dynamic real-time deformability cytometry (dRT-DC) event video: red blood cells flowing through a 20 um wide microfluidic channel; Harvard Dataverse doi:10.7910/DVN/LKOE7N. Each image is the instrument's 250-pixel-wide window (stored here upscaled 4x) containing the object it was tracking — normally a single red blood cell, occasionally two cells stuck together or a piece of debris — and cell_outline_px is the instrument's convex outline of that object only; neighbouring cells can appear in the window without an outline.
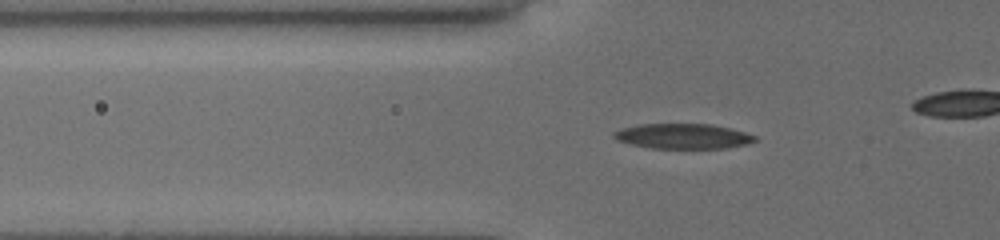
{"species": "common noctule bat (a hibernating species)", "species_latin": "Nyctalus noctula", "temperature_condition": "cold", "stored_images_in_passage": 46, "camera_frame_rate_fps": 3000, "um_per_image_px": 0.085, "animal": {"sex": "female", "body_mass_g": 19.5, "forearm_length_mm": 54.1}, "frame": {"image": 1, "passage_image": 2, "time_ms": 0.333, "image_size_px": [1000, 240], "cell_outline_px": [[756, 140], [748, 144], [728, 148], [648, 148], [616, 140], [612, 136], [612, 132], [624, 128], [640, 124], [708, 124], [728, 128], [744, 132], [756, 136]], "centroid_in_image_um": [58.04, 11.58], "position_along_channel_um": 67.8, "area_um2": 20.52}}
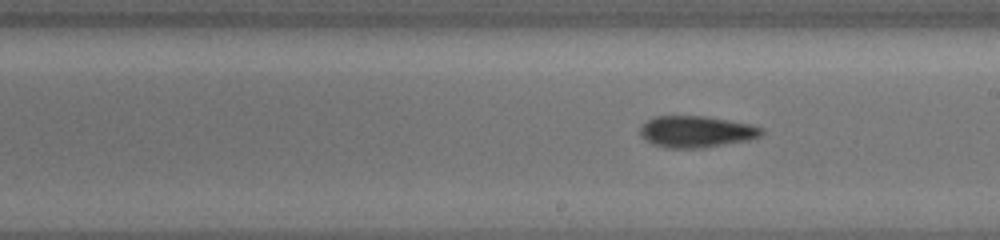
{"frame": {"image": 2, "passage_image": 24, "time_ms": 4.667, "image_size_px": [1000, 240], "cell_outline_px": [[764, 132], [760, 136], [748, 140], [700, 148], [664, 148], [652, 144], [640, 136], [640, 128], [652, 116], [704, 116], [748, 124], [760, 128]], "centroid_in_image_um": [59.12, 11.2], "position_along_channel_um": 229.9, "area_um2": 22.08}}
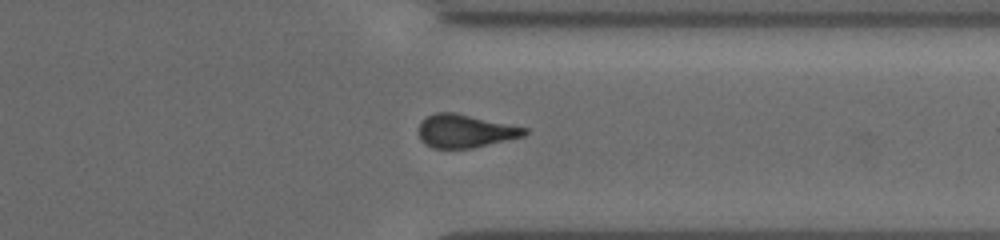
{"frame": {"image": 3, "passage_image": 39, "time_ms": 8.333, "image_size_px": [1000, 240], "cell_outline_px": [[528, 132], [524, 136], [472, 148], [432, 148], [424, 144], [420, 140], [420, 124], [428, 116], [436, 112], [456, 112], [528, 128]], "centroid_in_image_um": [39.55, 11.14], "position_along_channel_um": 371.8, "area_um2": 20.4}}